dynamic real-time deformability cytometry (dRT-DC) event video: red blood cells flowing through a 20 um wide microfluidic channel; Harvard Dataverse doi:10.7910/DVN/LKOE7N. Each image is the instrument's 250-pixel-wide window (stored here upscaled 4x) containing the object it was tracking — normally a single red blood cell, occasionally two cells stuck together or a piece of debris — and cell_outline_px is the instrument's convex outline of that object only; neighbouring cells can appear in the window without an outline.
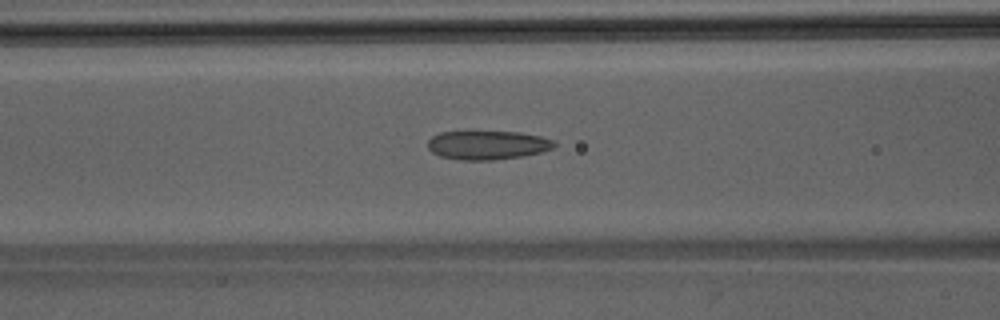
{"species": "Egyptian fruit bat (a non-hibernating species)", "species_latin": "Rousettus aegyptiacus", "temperature_condition": "room temperature", "stored_images_in_passage": 39, "camera_frame_rate_fps": 3000, "um_per_image_px": 0.085, "animal": {"sex": "male"}, "frame": {"image": 1, "passage_image": 11, "time_ms": 3.333, "image_size_px": [1000, 320], "cell_outline_px": [[556, 144], [552, 148], [540, 152], [524, 156], [492, 160], [460, 160], [440, 156], [432, 152], [428, 148], [428, 140], [432, 136], [440, 132], [520, 132], [540, 136], [556, 140]], "centroid_in_image_um": [41.44, 12.33], "position_along_channel_um": 125.2, "area_um2": 21.27}}
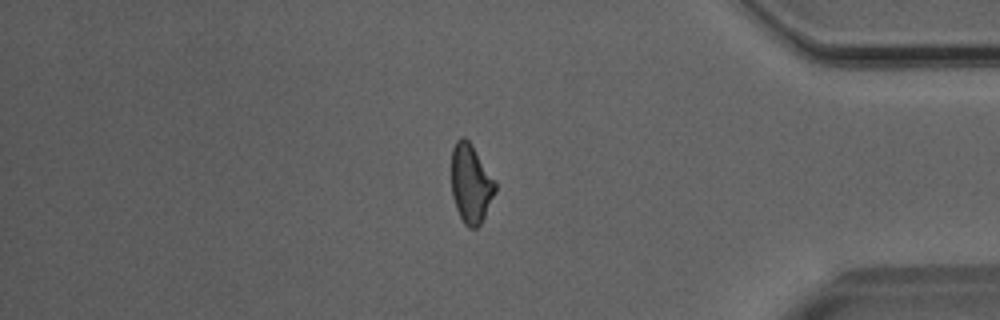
{"frame": {"image": 2, "passage_image": 32, "time_ms": 10.333, "image_size_px": [1000, 320], "cell_outline_px": [[496, 192], [480, 224], [476, 228], [468, 228], [464, 224], [456, 208], [452, 196], [452, 148], [456, 140], [460, 136], [464, 136], [472, 144], [496, 184]], "centroid_in_image_um": [40.0, 15.6], "position_along_channel_um": 395.2, "area_um2": 20.0}}
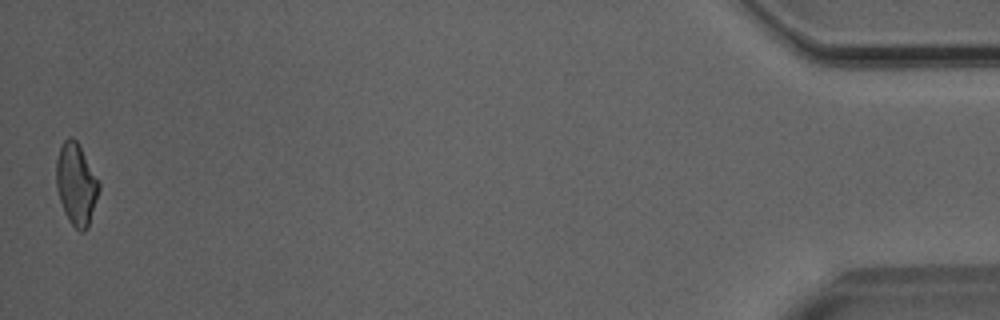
{"frame": {"image": 3, "passage_image": 39, "time_ms": 12.667, "image_size_px": [1000, 320], "cell_outline_px": [[100, 188], [88, 228], [84, 232], [80, 232], [68, 220], [64, 212], [56, 188], [56, 160], [60, 148], [64, 140], [68, 136], [72, 136], [76, 140], [100, 184]], "centroid_in_image_um": [6.46, 15.68], "position_along_channel_um": 428.7, "area_um2": 20.17}}